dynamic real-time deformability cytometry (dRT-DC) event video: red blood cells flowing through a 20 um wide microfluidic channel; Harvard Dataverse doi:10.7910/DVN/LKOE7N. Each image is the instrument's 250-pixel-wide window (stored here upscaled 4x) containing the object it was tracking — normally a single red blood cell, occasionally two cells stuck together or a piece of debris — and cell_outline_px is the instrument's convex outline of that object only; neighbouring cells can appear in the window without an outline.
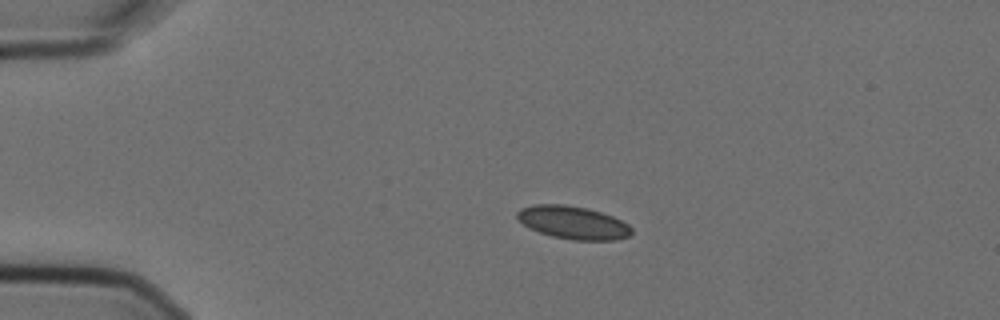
{"species": "Egyptian fruit bat (a non-hibernating species)", "species_latin": "Rousettus aegyptiacus", "temperature_condition": "cold", "stored_images_in_passage": 4, "camera_frame_rate_fps": 3000, "um_per_image_px": 0.085, "animal": {"sex": "female"}, "frame": {"image": 1, "passage_image": 1, "time_ms": 0.0, "image_size_px": [1000, 320], "cell_outline_px": [[632, 232], [628, 236], [616, 240], [572, 240], [552, 236], [528, 228], [516, 216], [516, 212], [520, 208], [536, 204], [564, 204], [588, 208], [612, 216], [628, 224], [632, 228]], "centroid_in_image_um": [48.7, 18.91], "position_along_channel_um": 36.3, "area_um2": 21.96}}
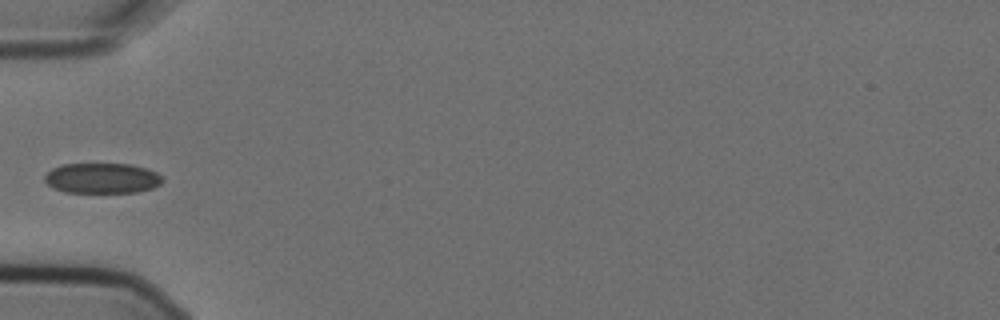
{"frame": {"image": 2, "passage_image": 3, "time_ms": 0.667, "image_size_px": [1000, 320], "cell_outline_px": [[164, 180], [160, 184], [152, 188], [136, 192], [64, 192], [52, 188], [44, 180], [44, 176], [52, 168], [64, 164], [132, 164], [156, 172]], "centroid_in_image_um": [8.65, 15.15], "position_along_channel_um": 76.3, "area_um2": 20.75}}
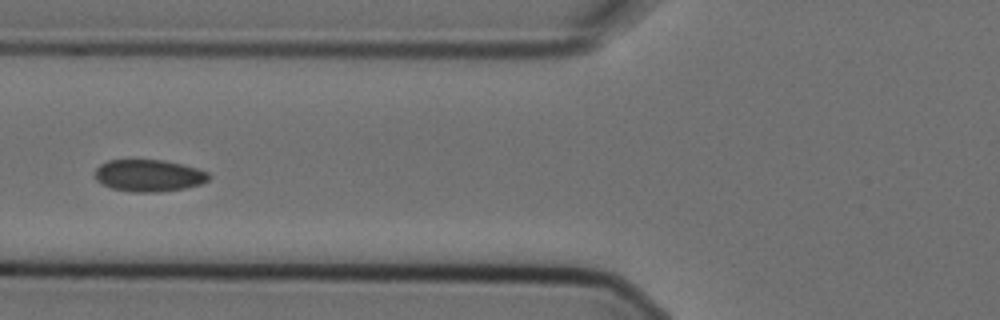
{"frame": {"image": 3, "passage_image": 4, "time_ms": 1.0, "image_size_px": [1000, 320], "cell_outline_px": [[208, 180], [200, 184], [184, 188], [160, 192], [132, 192], [112, 188], [96, 180], [96, 168], [100, 164], [108, 160], [164, 160], [196, 168], [208, 172]], "centroid_in_image_um": [12.63, 14.92], "position_along_channel_um": 113.2, "area_um2": 20.98}}